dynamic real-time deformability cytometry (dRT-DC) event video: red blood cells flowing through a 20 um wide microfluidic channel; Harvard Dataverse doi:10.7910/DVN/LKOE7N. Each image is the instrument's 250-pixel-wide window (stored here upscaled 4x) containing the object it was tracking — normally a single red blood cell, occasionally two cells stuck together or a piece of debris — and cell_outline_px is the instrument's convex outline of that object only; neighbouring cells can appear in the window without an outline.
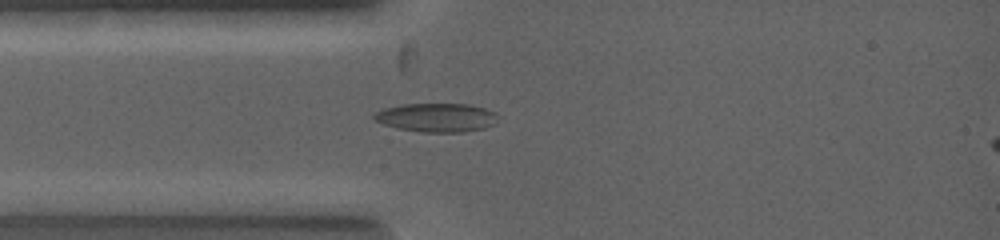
{"species": "common noctule bat (a hibernating species)", "species_latin": "Nyctalus noctula", "temperature_condition": "warm", "stored_images_in_passage": 3, "camera_frame_rate_fps": 5000, "um_per_image_px": 0.085, "animal": {"sex": "female", "body_mass_g": 19.0, "forearm_length_mm": 53.3}, "frame": {"image": 1, "passage_image": 3, "time_ms": 1.4, "image_size_px": [1000, 240], "cell_outline_px": [[500, 116], [496, 124], [484, 128], [464, 132], [420, 132], [396, 128], [384, 124], [376, 120], [372, 116], [376, 112], [384, 108], [404, 104], [468, 104], [484, 108], [496, 112]], "centroid_in_image_um": [37.16, 9.99], "position_along_channel_um": 47.8, "area_um2": 20.92}}